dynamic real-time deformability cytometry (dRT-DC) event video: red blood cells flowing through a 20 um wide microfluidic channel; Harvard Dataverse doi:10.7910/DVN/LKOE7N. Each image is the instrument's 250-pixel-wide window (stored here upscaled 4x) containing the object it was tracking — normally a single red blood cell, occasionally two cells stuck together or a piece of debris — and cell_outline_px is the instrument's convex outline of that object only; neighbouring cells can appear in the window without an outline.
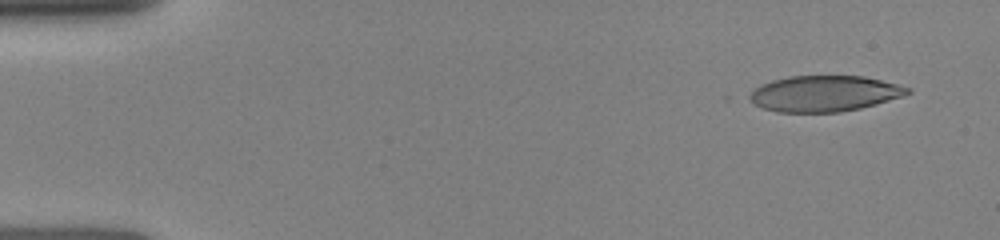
{"species": "human", "species_latin": "Homo sapiens", "temperature_condition": "room temperature", "stored_images_in_passage": 10, "camera_frame_rate_fps": 3000, "um_per_image_px": 0.085, "donor": {"sex": "female"}, "frame": {"image": 1, "passage_image": 1, "time_ms": 0.0, "image_size_px": [1000, 240], "cell_outline_px": [[912, 92], [904, 96], [876, 104], [860, 108], [840, 112], [776, 112], [764, 108], [756, 104], [744, 96], [760, 84], [772, 80], [788, 76], [864, 76], [900, 84], [912, 88]], "centroid_in_image_um": [70.08, 7.95], "position_along_channel_um": 14.9, "area_um2": 33.41}}
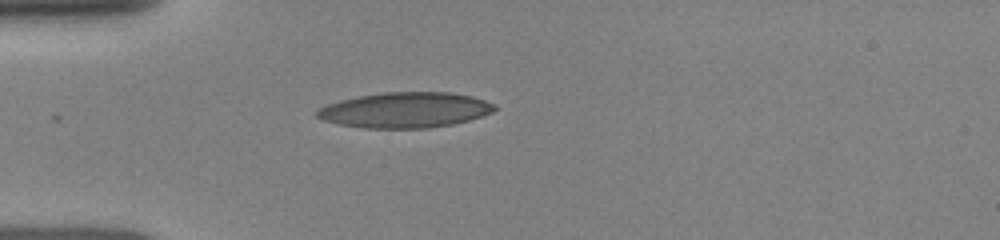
{"frame": {"image": 2, "passage_image": 9, "time_ms": 3.333, "image_size_px": [1000, 240], "cell_outline_px": [[496, 108], [492, 112], [468, 120], [452, 124], [424, 128], [364, 128], [340, 124], [324, 120], [316, 116], [316, 112], [320, 108], [328, 104], [340, 100], [360, 96], [384, 92], [452, 92], [472, 96], [484, 100], [492, 104]], "centroid_in_image_um": [34.43, 9.35], "position_along_channel_um": 50.6, "area_um2": 36.3}}